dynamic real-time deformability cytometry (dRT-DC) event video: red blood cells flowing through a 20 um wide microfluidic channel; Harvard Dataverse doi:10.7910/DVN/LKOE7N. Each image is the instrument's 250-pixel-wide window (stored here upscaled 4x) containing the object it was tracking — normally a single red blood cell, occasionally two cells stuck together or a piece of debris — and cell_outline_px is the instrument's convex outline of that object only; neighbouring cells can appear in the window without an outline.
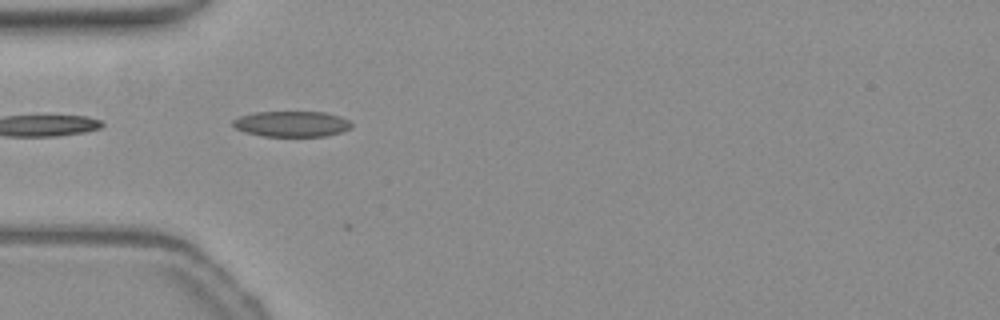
{"species": "common noctule bat (a hibernating species)", "species_latin": "Nyctalus noctula", "temperature_condition": "warm", "stored_images_in_passage": 7, "camera_frame_rate_fps": 3000, "um_per_image_px": 0.085, "animal": {"sex": "female", "body_mass_g": 19.3, "forearm_length_mm": 54.1}, "frame": {"image": 1, "passage_image": 3, "time_ms": 0.667, "image_size_px": [1000, 320], "cell_outline_px": [[352, 128], [340, 132], [324, 136], [264, 136], [244, 132], [236, 128], [232, 124], [232, 120], [240, 116], [252, 112], [324, 112], [340, 116], [348, 120], [352, 124]], "centroid_in_image_um": [24.78, 10.53], "position_along_channel_um": 60.2, "area_um2": 17.74}}